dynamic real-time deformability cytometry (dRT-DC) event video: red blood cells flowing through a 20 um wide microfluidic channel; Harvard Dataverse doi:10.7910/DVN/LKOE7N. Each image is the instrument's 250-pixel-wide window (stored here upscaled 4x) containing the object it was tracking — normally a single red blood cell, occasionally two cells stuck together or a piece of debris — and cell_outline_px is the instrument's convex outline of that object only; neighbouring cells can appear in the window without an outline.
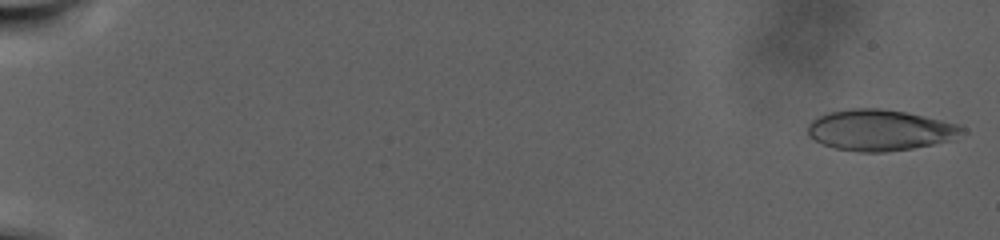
{"species": "human", "species_latin": "Homo sapiens", "temperature_condition": "warm", "stored_images_in_passage": 8, "camera_frame_rate_fps": 3000, "um_per_image_px": 0.085, "donor": {"sex": "male"}, "frame": {"image": 1, "passage_image": 2, "time_ms": 0.333, "image_size_px": [1000, 240], "cell_outline_px": [[968, 132], [948, 140], [932, 144], [912, 148], [884, 152], [860, 152], [836, 148], [824, 144], [808, 136], [808, 124], [816, 116], [828, 112], [852, 108], [880, 108], [904, 112], [924, 116], [956, 124], [964, 128]], "centroid_in_image_um": [74.76, 11.05], "position_along_channel_um": 10.2, "area_um2": 36.65}}